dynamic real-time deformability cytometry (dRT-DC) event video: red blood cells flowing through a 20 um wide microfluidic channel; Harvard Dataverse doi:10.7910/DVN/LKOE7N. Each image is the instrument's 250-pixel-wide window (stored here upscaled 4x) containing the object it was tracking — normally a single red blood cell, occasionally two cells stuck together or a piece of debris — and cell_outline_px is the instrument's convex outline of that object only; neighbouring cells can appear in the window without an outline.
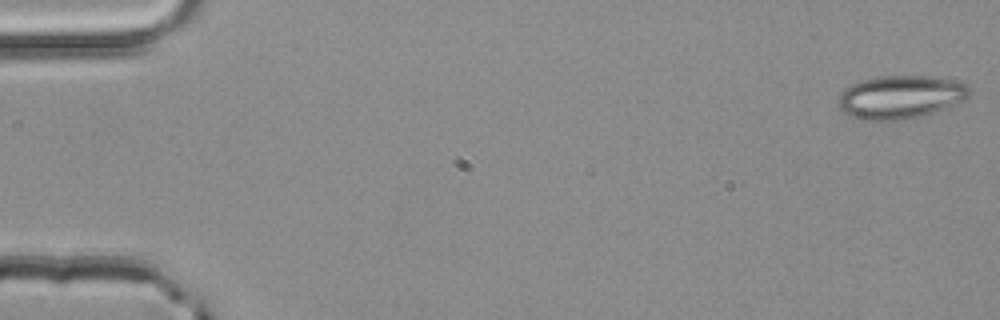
{"species": "common noctule bat (a hibernating species)", "species_latin": "Nyctalus noctula", "temperature_condition": "room temperature", "stored_images_in_passage": 6, "camera_frame_rate_fps": 3000, "um_per_image_px": 0.085, "animal": {"sex": "male", "body_mass_g": 20.4}, "frame": {"image": 1, "passage_image": 1, "time_ms": 0.0, "image_size_px": [1000, 320], "cell_outline_px": [[968, 96], [964, 100], [944, 108], [932, 112], [904, 120], [864, 120], [852, 116], [844, 112], [840, 108], [840, 92], [844, 88], [852, 84], [864, 80], [880, 76], [928, 76], [952, 80], [964, 84], [968, 88]], "centroid_in_image_um": [76.51, 8.25], "position_along_channel_um": 8.5, "area_um2": 32.37}}